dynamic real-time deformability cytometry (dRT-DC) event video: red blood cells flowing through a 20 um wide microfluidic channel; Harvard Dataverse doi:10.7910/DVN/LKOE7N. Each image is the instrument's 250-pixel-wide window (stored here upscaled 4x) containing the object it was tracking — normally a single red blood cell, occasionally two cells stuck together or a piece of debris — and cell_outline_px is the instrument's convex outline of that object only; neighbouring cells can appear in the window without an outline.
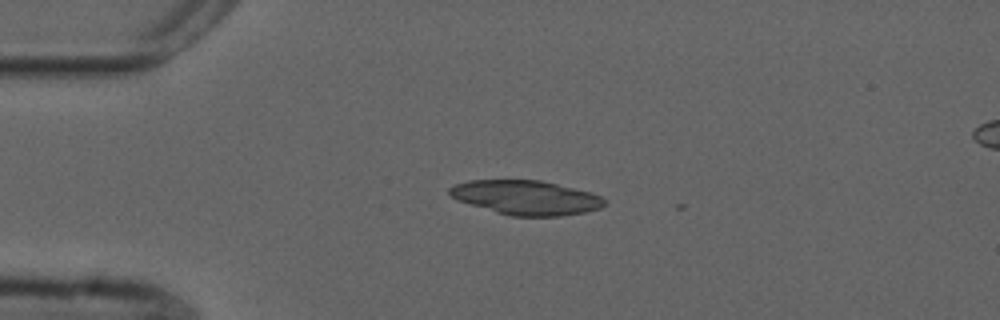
{"species": "common noctule bat (a hibernating species)", "species_latin": "Nyctalus noctula", "temperature_condition": "cold", "stored_images_in_passage": 2, "camera_frame_rate_fps": 3000, "um_per_image_px": 0.085, "animal": {"sex": "male", "forearm_length_mm": 52.5}, "frame": {"image": 1, "passage_image": 1, "time_ms": 0.0, "image_size_px": [1000, 320], "cell_outline_px": [[608, 200], [600, 208], [584, 212], [560, 216], [512, 216], [496, 212], [460, 200], [452, 196], [448, 192], [448, 188], [456, 184], [468, 180], [540, 180], [592, 192]], "centroid_in_image_um": [44.75, 16.78], "position_along_channel_um": 40.2, "area_um2": 30.75}}